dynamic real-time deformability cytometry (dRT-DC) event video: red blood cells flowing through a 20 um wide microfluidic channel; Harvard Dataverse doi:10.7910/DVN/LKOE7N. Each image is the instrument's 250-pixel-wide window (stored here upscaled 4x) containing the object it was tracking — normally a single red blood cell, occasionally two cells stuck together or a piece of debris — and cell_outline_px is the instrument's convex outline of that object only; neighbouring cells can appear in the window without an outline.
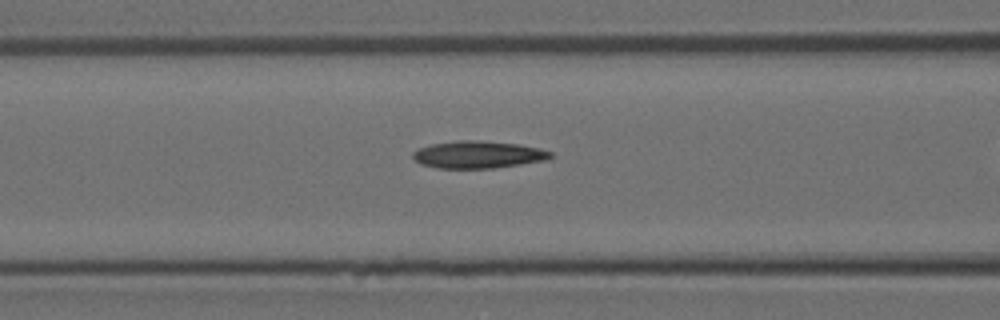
{"species": "Egyptian fruit bat (a non-hibernating species)", "species_latin": "Rousettus aegyptiacus", "temperature_condition": "room temperature", "stored_images_in_passage": 21, "camera_frame_rate_fps": 3000, "um_per_image_px": 0.085, "animal": {"sex": "female"}, "frame": {"image": 1, "passage_image": 8, "time_ms": 2.333, "image_size_px": [1000, 320], "cell_outline_px": [[552, 156], [544, 160], [520, 164], [492, 168], [436, 168], [420, 164], [412, 156], [412, 152], [420, 148], [432, 144], [460, 140], [476, 140], [516, 144], [540, 148], [552, 152]], "centroid_in_image_um": [40.61, 13.14], "position_along_channel_um": 126.0, "area_um2": 21.62}}
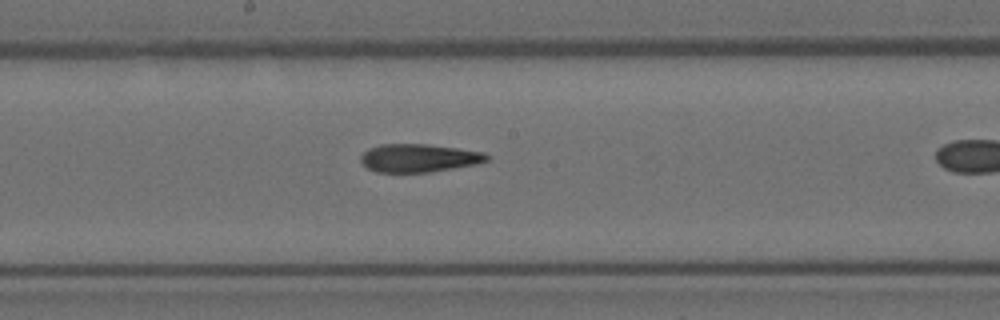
{"frame": {"image": 2, "passage_image": 14, "time_ms": 4.333, "image_size_px": [1000, 320], "cell_outline_px": [[488, 160], [476, 164], [428, 172], [376, 172], [368, 168], [360, 160], [360, 156], [368, 148], [380, 144], [428, 144], [484, 152], [488, 156]], "centroid_in_image_um": [35.57, 13.42], "position_along_channel_um": 212.6, "area_um2": 20.52}}
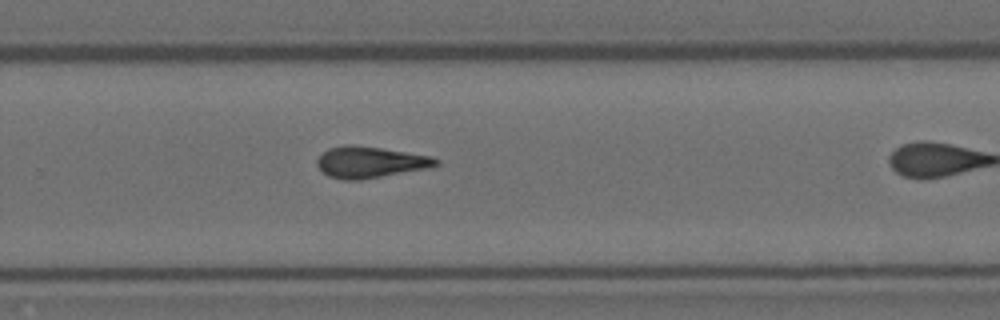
{"frame": {"image": 3, "passage_image": 20, "time_ms": 6.333, "image_size_px": [1000, 320], "cell_outline_px": [[440, 160], [436, 164], [428, 168], [360, 180], [344, 180], [328, 176], [316, 164], [316, 160], [328, 148], [344, 144], [352, 144], [380, 148], [428, 156]], "centroid_in_image_um": [31.4, 13.78], "position_along_channel_um": 298.4, "area_um2": 21.39}}